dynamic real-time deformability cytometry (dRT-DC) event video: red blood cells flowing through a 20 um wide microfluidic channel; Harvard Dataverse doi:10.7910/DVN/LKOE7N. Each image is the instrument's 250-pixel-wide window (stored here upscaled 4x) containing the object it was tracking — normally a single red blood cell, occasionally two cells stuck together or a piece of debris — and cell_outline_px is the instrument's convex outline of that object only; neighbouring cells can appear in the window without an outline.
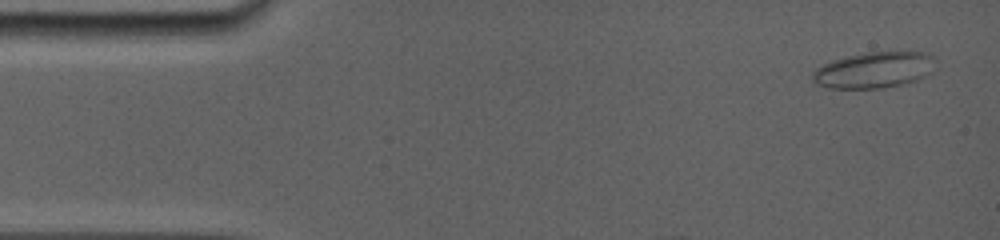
{"species": "common noctule bat (a hibernating species)", "species_latin": "Nyctalus noctula", "temperature_condition": "room temperature", "stored_images_in_passage": 7, "camera_frame_rate_fps": 5000, "um_per_image_px": 0.085, "animal": {"sex": "female", "body_mass_g": 19.0, "forearm_length_mm": 56.7}, "frame": {"image": 1, "passage_image": 2, "time_ms": 0.6, "image_size_px": [1000, 240], "cell_outline_px": [[936, 56], [932, 72], [916, 80], [900, 84], [880, 88], [828, 88], [816, 84], [812, 80], [812, 72], [816, 68], [832, 60], [844, 56], [868, 52], [924, 52]], "centroid_in_image_um": [74.28, 5.94], "position_along_channel_um": 10.7, "area_um2": 25.89}}